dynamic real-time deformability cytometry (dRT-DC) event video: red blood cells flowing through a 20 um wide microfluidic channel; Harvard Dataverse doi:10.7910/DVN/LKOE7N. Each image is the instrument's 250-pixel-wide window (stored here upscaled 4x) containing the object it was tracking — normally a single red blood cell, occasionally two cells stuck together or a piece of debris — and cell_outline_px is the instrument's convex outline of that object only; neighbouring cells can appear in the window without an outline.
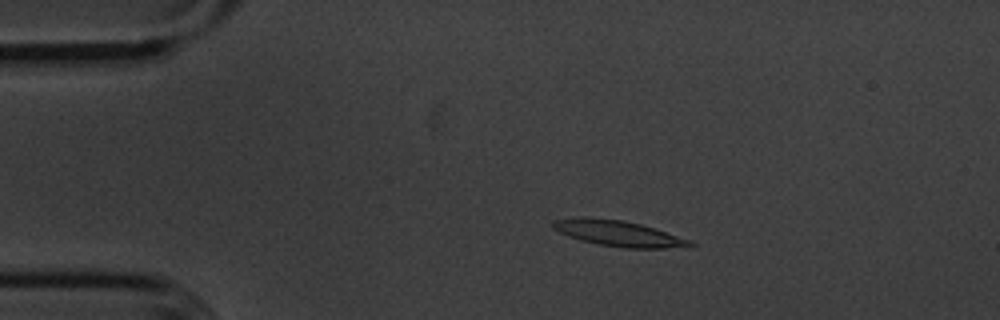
{"species": "common noctule bat (a hibernating species)", "species_latin": "Nyctalus noctula", "temperature_condition": "cold", "stored_images_in_passage": 55, "camera_frame_rate_fps": 3000, "um_per_image_px": 0.085, "animal": {"sex": "male", "body_mass_g": 20.1, "forearm_length_mm": 53.5}, "frame": {"image": 1, "passage_image": 10, "time_ms": 3.0, "image_size_px": [1000, 320], "cell_outline_px": [[696, 244], [692, 248], [624, 248], [600, 244], [580, 240], [568, 236], [552, 228], [552, 220], [584, 216], [624, 220], [640, 224], [692, 240]], "centroid_in_image_um": [52.61, 19.84], "position_along_channel_um": 32.4, "area_um2": 20.81}}
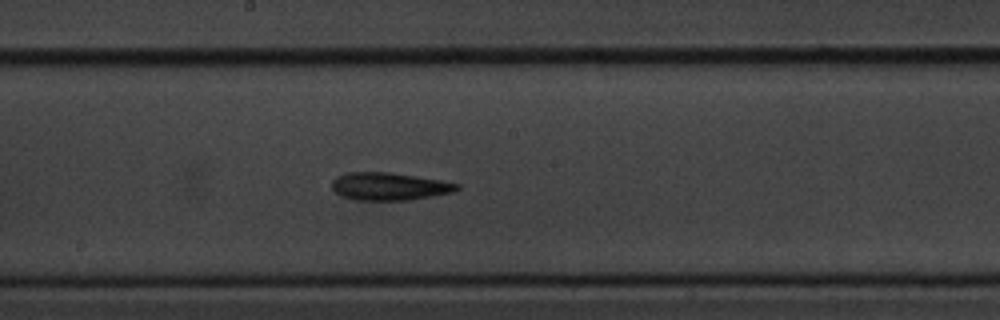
{"frame": {"image": 2, "passage_image": 29, "time_ms": 9.333, "image_size_px": [1000, 320], "cell_outline_px": [[460, 188], [452, 192], [432, 196], [408, 200], [356, 200], [340, 196], [332, 188], [332, 180], [336, 176], [348, 172], [388, 172], [440, 180], [460, 184]], "centroid_in_image_um": [33.05, 15.84], "position_along_channel_um": 215.1, "area_um2": 20.11}}
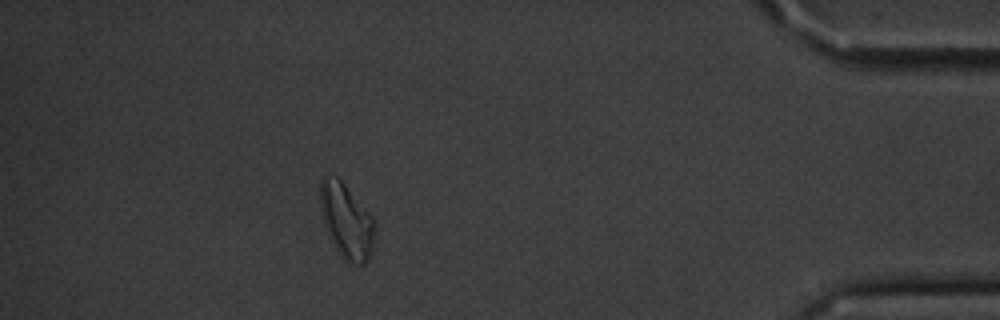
{"frame": {"image": 3, "passage_image": 49, "time_ms": 16.0, "image_size_px": [1000, 320], "cell_outline_px": [[376, 224], [372, 248], [368, 260], [364, 264], [348, 264], [340, 256], [324, 224], [320, 204], [320, 180], [324, 172], [336, 176], [344, 184], [372, 216]], "centroid_in_image_um": [29.44, 18.77], "position_along_channel_um": 405.8, "area_um2": 23.81}, "authors_computed_cell_mechanics": {"area_um2": 20.0566, "velocity_mm_per_s": 3.5799, "shape_relaxation_time_tau1_ms": 5.0576, "shape_relaxation_time_tau2_ms": null, "deformation_change_tau1": 0.1434, "deformation_change_tau2": null}}